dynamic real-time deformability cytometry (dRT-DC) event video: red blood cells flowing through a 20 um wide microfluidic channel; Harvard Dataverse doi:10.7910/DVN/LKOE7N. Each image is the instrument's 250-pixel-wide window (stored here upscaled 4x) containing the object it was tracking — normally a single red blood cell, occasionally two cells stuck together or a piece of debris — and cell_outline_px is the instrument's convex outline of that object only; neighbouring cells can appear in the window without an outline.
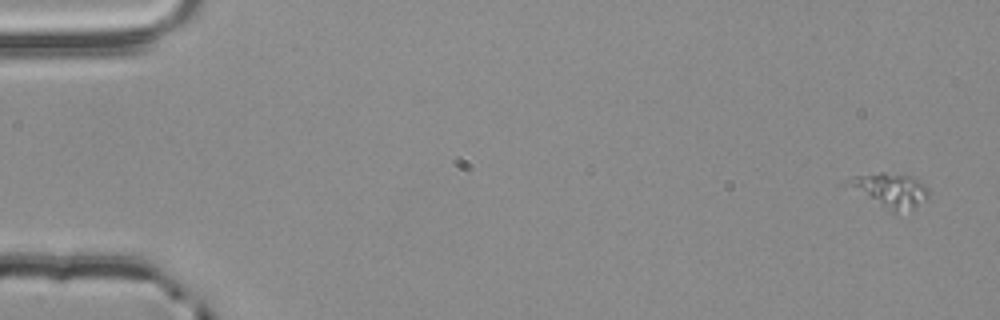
{"species": "common noctule bat (a hibernating species)", "species_latin": "Nyctalus noctula", "temperature_condition": "room temperature", "stored_images_in_passage": 4, "camera_frame_rate_fps": 3000, "um_per_image_px": 0.085, "animal": {"sex": "male", "body_mass_g": 20.4}, "frame": {"image": 1, "passage_image": 1, "time_ms": 0.0, "image_size_px": [1000, 320], "cell_outline_px": [[928, 196], [912, 208], [896, 212], [892, 212], [840, 184], [852, 176], [880, 172], [884, 172], [912, 176], [924, 184], [928, 188]], "centroid_in_image_um": [75.55, 16.14], "position_along_channel_um": 9.4, "area_um2": 16.18}}